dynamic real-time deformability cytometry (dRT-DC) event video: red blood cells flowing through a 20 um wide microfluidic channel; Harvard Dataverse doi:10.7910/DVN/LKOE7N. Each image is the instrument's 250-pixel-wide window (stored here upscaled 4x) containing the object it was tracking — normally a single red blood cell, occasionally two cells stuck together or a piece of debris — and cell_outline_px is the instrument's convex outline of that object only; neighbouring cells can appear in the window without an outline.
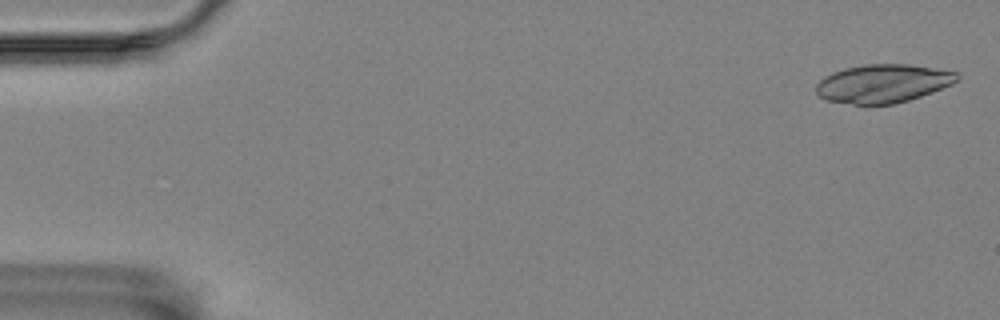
{"species": "Egyptian fruit bat (a non-hibernating species)", "species_latin": "Rousettus aegyptiacus", "temperature_condition": "room temperature", "stored_images_in_passage": 5, "camera_frame_rate_fps": 3000, "um_per_image_px": 0.085, "animal": {"sex": "female"}, "frame": {"image": 1, "passage_image": 1, "time_ms": 0.0, "image_size_px": [1000, 320], "cell_outline_px": [[960, 76], [952, 84], [920, 96], [908, 100], [892, 104], [852, 104], [824, 100], [816, 92], [816, 84], [824, 76], [832, 72], [844, 68], [864, 64], [908, 64], [956, 72]], "centroid_in_image_um": [75.0, 7.09], "position_along_channel_um": 10.0, "area_um2": 31.39}}